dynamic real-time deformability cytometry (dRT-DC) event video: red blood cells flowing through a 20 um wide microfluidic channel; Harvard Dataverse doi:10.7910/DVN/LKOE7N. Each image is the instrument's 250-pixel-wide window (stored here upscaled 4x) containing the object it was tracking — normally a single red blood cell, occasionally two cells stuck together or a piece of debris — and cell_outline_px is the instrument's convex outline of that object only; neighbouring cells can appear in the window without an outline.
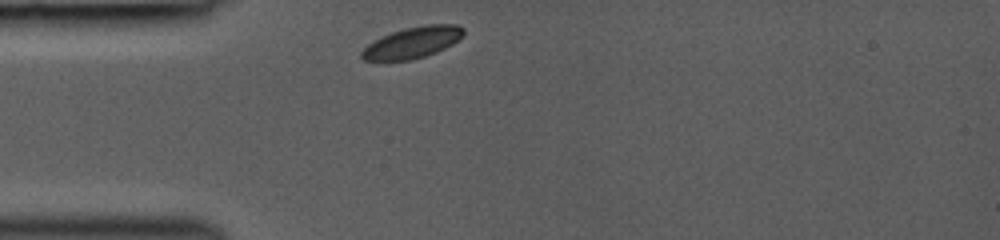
{"species": "common noctule bat (a hibernating species)", "species_latin": "Nyctalus noctula", "temperature_condition": "room temperature", "stored_images_in_passage": 39, "camera_frame_rate_fps": 3000, "um_per_image_px": 0.085, "animal": {"sex": "female", "body_mass_g": 19.0, "forearm_length_mm": 53.3}, "frame": {"image": 1, "passage_image": 1, "time_ms": 0.0, "image_size_px": [1000, 240], "cell_outline_px": [[464, 36], [452, 44], [436, 52], [412, 60], [364, 60], [360, 56], [360, 52], [368, 44], [392, 32], [404, 28], [428, 24], [456, 24], [464, 28]], "centroid_in_image_um": [35.1, 3.61], "position_along_channel_um": 49.9, "area_um2": 18.38}}
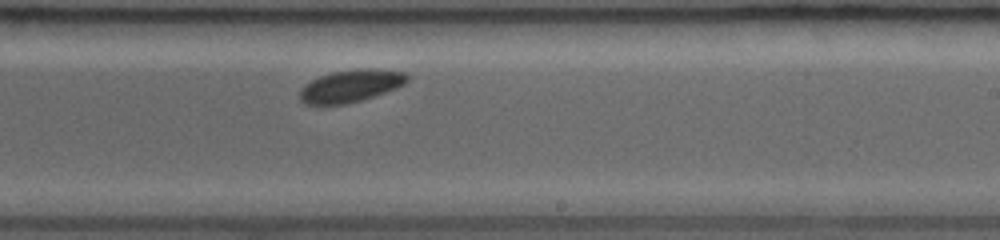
{"frame": {"image": 2, "passage_image": 23, "time_ms": 5.333, "image_size_px": [1000, 240], "cell_outline_px": [[408, 80], [404, 84], [396, 88], [360, 100], [344, 104], [304, 104], [300, 100], [300, 88], [304, 84], [320, 76], [332, 72], [360, 68], [376, 68], [408, 72]], "centroid_in_image_um": [29.82, 7.28], "position_along_channel_um": 259.2, "area_um2": 20.23}}
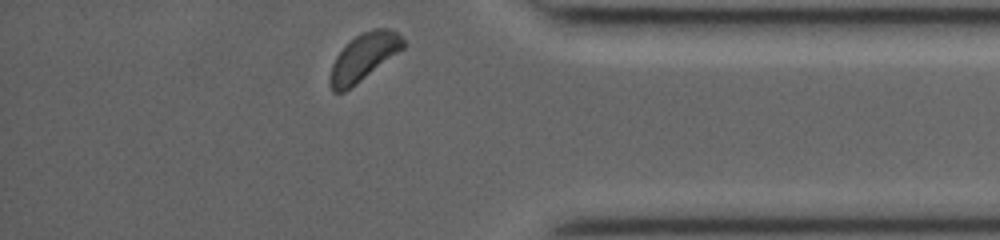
{"frame": {"image": 3, "passage_image": 38, "time_ms": 9.0, "image_size_px": [1000, 240], "cell_outline_px": [[404, 48], [356, 84], [344, 92], [332, 92], [328, 84], [328, 80], [332, 64], [336, 56], [356, 36], [372, 28], [388, 28], [396, 32], [404, 40]], "centroid_in_image_um": [30.89, 4.88], "position_along_channel_um": 404.3, "area_um2": 19.83}}